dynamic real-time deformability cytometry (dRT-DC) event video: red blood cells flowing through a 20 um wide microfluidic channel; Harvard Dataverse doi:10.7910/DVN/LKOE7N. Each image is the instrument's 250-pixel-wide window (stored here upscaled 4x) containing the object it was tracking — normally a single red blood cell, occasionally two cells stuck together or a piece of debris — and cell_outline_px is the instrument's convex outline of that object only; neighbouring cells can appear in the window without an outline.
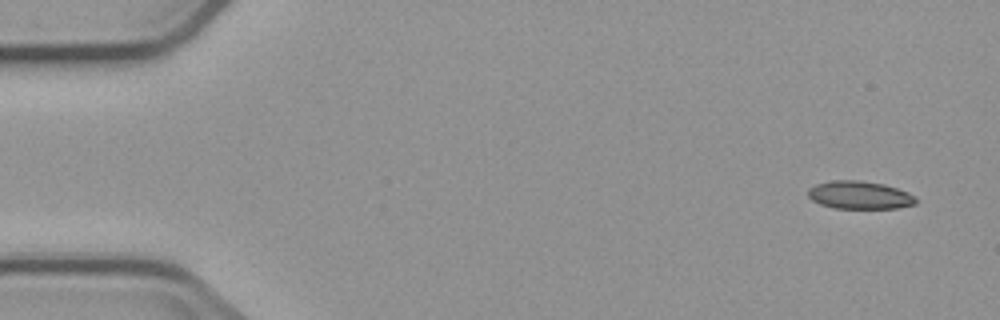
{"species": "common noctule bat (a hibernating species)", "species_latin": "Nyctalus noctula", "temperature_condition": "cold", "stored_images_in_passage": 5, "camera_frame_rate_fps": 3000, "um_per_image_px": 0.085, "animal": {"sex": "male", "body_mass_g": 23.1, "forearm_length_mm": 52.7}, "frame": {"image": 1, "passage_image": 1, "time_ms": 0.0, "image_size_px": [1000, 320], "cell_outline_px": [[920, 200], [916, 204], [900, 208], [836, 208], [820, 204], [812, 200], [808, 196], [808, 188], [816, 184], [832, 180], [860, 180], [884, 184], [908, 192], [916, 196]], "centroid_in_image_um": [73.11, 16.58], "position_along_channel_um": 11.9, "area_um2": 17.74}}
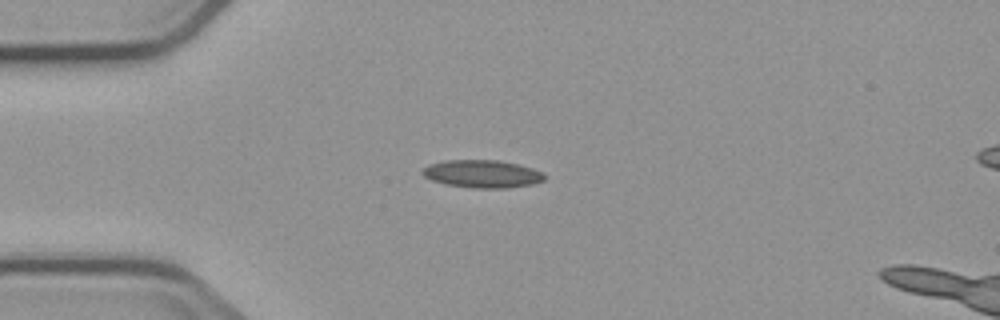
{"frame": {"image": 2, "passage_image": 4, "time_ms": 3.667, "image_size_px": [1000, 320], "cell_outline_px": [[548, 176], [544, 180], [532, 184], [508, 188], [476, 188], [444, 184], [432, 180], [424, 176], [420, 172], [428, 164], [444, 160], [496, 160], [516, 164], [532, 168]], "centroid_in_image_um": [40.97, 14.78], "position_along_channel_um": 44.0, "area_um2": 19.71}}